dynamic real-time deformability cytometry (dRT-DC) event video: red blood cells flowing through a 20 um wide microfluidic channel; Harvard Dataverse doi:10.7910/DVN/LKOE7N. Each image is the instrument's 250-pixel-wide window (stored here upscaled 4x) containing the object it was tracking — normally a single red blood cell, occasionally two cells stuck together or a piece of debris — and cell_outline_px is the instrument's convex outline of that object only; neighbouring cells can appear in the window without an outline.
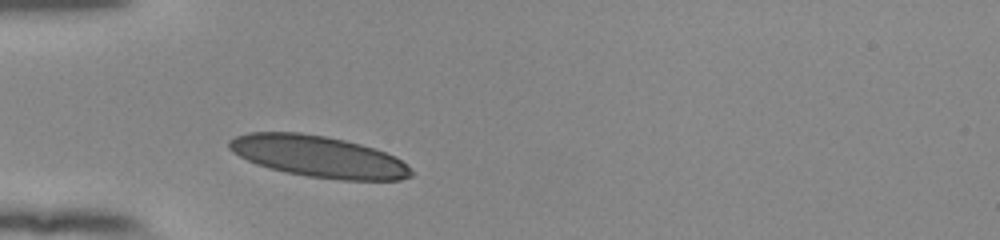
{"species": "human", "species_latin": "Homo sapiens", "temperature_condition": "room temperature", "stored_images_in_passage": 31, "camera_frame_rate_fps": 3000, "um_per_image_px": 0.085, "donor": {"sex": "female"}, "frame": {"image": 1, "passage_image": 1, "time_ms": 0.0, "image_size_px": [1000, 240], "cell_outline_px": [[412, 176], [400, 180], [340, 180], [308, 176], [268, 168], [256, 164], [232, 152], [228, 148], [228, 140], [236, 136], [248, 132], [300, 132], [324, 136], [344, 140], [360, 144], [384, 152], [408, 164], [412, 172]], "centroid_in_image_um": [27.04, 13.3], "position_along_channel_um": 58.0, "area_um2": 43.75}}
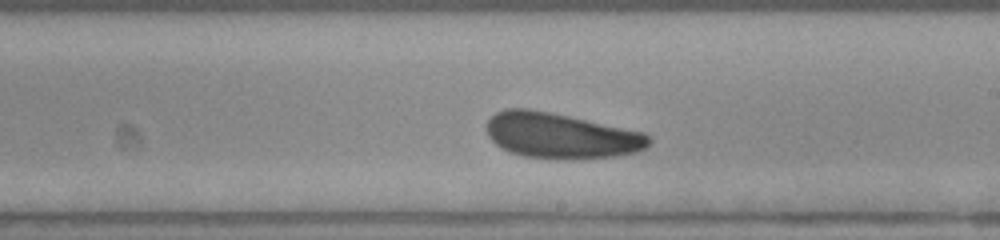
{"frame": {"image": 2, "passage_image": 16, "time_ms": 5.0, "image_size_px": [1000, 240], "cell_outline_px": [[652, 140], [644, 148], [636, 152], [612, 156], [524, 156], [508, 152], [496, 144], [488, 136], [488, 120], [496, 112], [504, 108], [528, 108], [552, 112], [644, 132]], "centroid_in_image_um": [47.63, 11.47], "position_along_channel_um": 241.4, "area_um2": 41.79}}
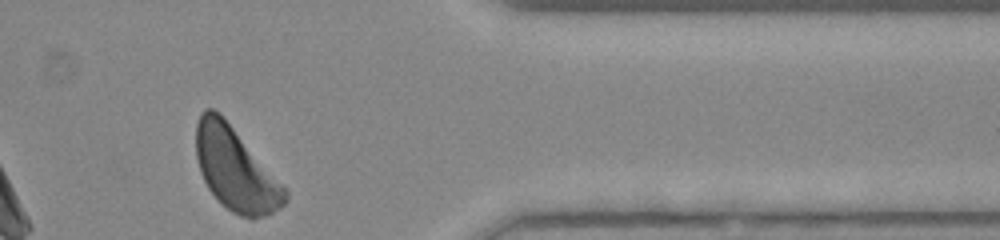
{"frame": {"image": 3, "passage_image": 29, "time_ms": 9.333, "image_size_px": [1000, 240], "cell_outline_px": [[288, 200], [280, 208], [264, 216], [252, 220], [240, 216], [232, 212], [208, 188], [200, 172], [196, 156], [196, 124], [200, 112], [204, 108], [212, 108], [220, 112], [224, 116], [288, 192]], "centroid_in_image_um": [19.99, 14.36], "position_along_channel_um": 391.4, "area_um2": 42.6}, "authors_computed_cell_mechanics": {"area_um2": 42.5408, "velocity_mm_per_s": 3.8337, "shape_relaxation_time_tau1_ms": 2.4692, "shape_relaxation_time_tau2_ms": 1.8898, "deformation_change_tau1": 0.0846, "deformation_change_tau2": 0.1026}}